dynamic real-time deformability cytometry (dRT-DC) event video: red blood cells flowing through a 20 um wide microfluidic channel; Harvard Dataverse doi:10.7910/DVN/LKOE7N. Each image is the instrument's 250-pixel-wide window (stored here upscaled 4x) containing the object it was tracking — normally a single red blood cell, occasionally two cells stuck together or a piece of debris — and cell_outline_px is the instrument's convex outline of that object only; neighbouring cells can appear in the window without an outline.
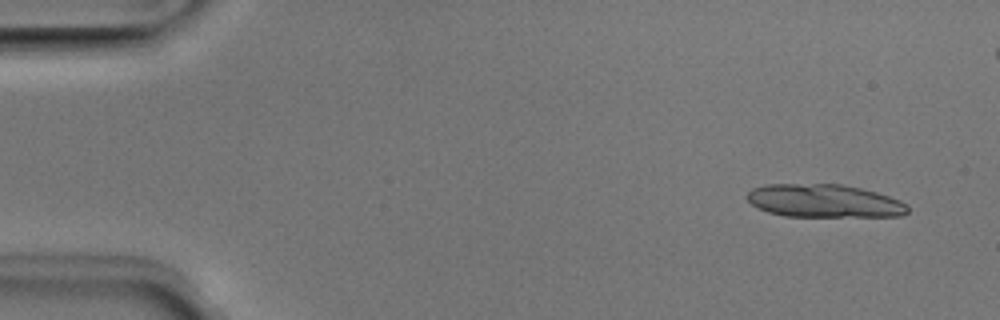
{"species": "Egyptian fruit bat (a non-hibernating species)", "species_latin": "Rousettus aegyptiacus", "temperature_condition": "room temperature", "stored_images_in_passage": 52, "segment_of_instrument_passage": [1, 2], "camera_frame_rate_fps": 3000, "um_per_image_px": 0.085, "animal": {"sex": "male"}, "frame": {"image": 1, "passage_image": 3, "time_ms": 0.667, "image_size_px": [1000, 320], "cell_outline_px": [[908, 212], [900, 216], [784, 216], [768, 212], [752, 204], [748, 200], [748, 192], [752, 188], [768, 184], [840, 184], [860, 188], [876, 192], [900, 200], [908, 204]], "centroid_in_image_um": [70.07, 17.07], "position_along_channel_um": 14.9, "area_um2": 30.81}}